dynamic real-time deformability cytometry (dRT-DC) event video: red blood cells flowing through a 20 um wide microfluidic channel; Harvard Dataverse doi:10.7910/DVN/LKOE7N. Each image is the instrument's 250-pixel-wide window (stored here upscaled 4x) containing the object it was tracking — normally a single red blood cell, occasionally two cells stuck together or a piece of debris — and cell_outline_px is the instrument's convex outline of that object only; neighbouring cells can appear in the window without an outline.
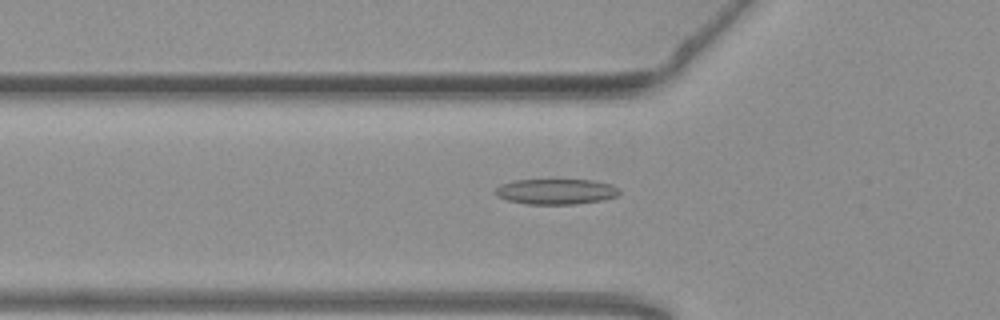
{"species": "common noctule bat (a hibernating species)", "species_latin": "Nyctalus noctula", "temperature_condition": "warm", "stored_images_in_passage": 49, "camera_frame_rate_fps": 3000, "um_per_image_px": 0.085, "animal": {"sex": "female", "body_mass_g": 19.3, "forearm_length_mm": 54.1}, "frame": {"image": 1, "passage_image": 13, "time_ms": 4.0, "image_size_px": [1000, 320], "cell_outline_px": [[620, 192], [616, 196], [600, 200], [576, 204], [528, 204], [508, 200], [496, 196], [496, 188], [500, 184], [516, 180], [592, 180], [612, 184], [620, 188]], "centroid_in_image_um": [47.27, 16.28], "position_along_channel_um": 78.5, "area_um2": 18.32}}
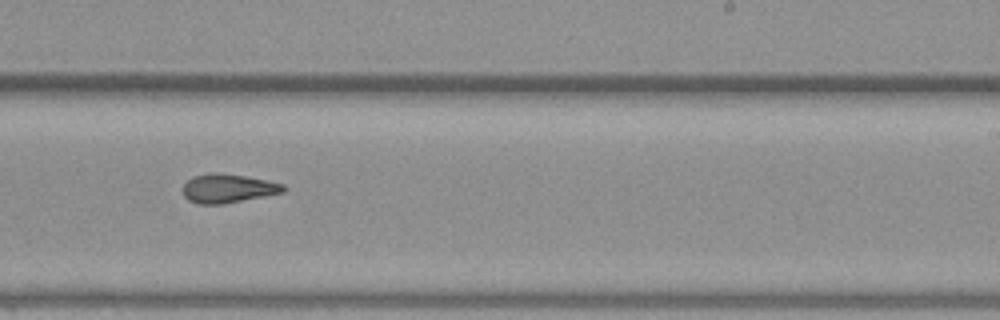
{"frame": {"image": 2, "passage_image": 28, "time_ms": 9.0, "image_size_px": [1000, 320], "cell_outline_px": [[284, 192], [224, 204], [196, 204], [188, 200], [184, 196], [180, 188], [192, 176], [212, 172], [216, 172], [244, 176], [268, 180], [284, 184]], "centroid_in_image_um": [19.31, 16.01], "position_along_channel_um": 269.7, "area_um2": 17.05}}
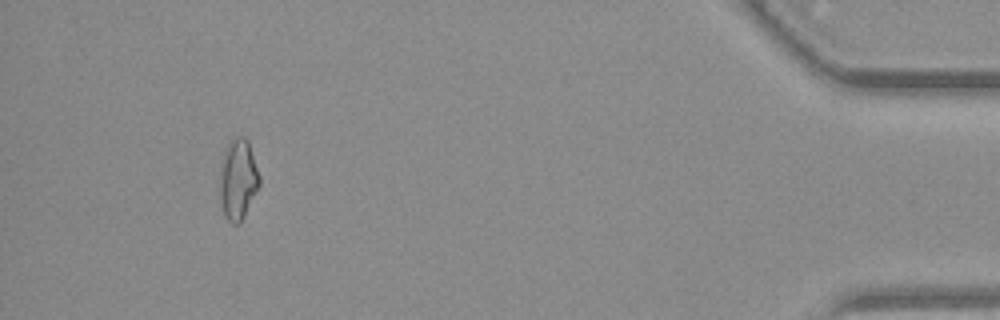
{"frame": {"image": 3, "passage_image": 45, "time_ms": 14.667, "image_size_px": [1000, 320], "cell_outline_px": [[260, 184], [240, 224], [232, 224], [224, 216], [220, 200], [220, 164], [224, 152], [228, 144], [236, 136], [244, 136], [248, 140], [260, 176]], "centroid_in_image_um": [20.22, 15.25], "position_along_channel_um": 415.0, "area_um2": 18.67}, "authors_computed_cell_mechanics": {"area_um2": 17.34, "velocity_mm_per_s": 3.8072, "shape_relaxation_time_tau1_ms": 10.7506, "shape_relaxation_time_tau2_ms": 4.0424, "deformation_change_tau1": 0.2411, "deformation_change_tau2": 0.1139}}